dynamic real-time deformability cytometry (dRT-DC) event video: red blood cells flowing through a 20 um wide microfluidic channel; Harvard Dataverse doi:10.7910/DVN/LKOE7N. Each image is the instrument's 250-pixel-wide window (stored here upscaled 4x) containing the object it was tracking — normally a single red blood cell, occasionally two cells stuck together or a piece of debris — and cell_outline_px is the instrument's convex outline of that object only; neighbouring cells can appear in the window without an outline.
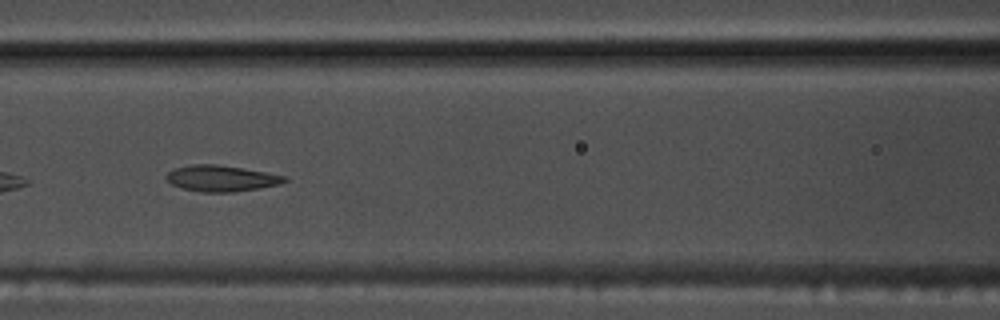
{"species": "common noctule bat (a hibernating species)", "species_latin": "Nyctalus noctula", "temperature_condition": "warm", "stored_images_in_passage": 40, "camera_frame_rate_fps": 3000, "um_per_image_px": 0.085, "animal": {"sex": "male", "body_mass_g": 17.5, "forearm_length_mm": 52.3}, "frame": {"image": 1, "passage_image": 10, "time_ms": 3.0, "image_size_px": [1000, 320], "cell_outline_px": [[288, 180], [280, 184], [260, 188], [232, 192], [200, 192], [184, 188], [172, 184], [164, 176], [168, 172], [176, 168], [192, 164], [216, 164], [288, 176]], "centroid_in_image_um": [18.83, 15.16], "position_along_channel_um": 147.8, "area_um2": 17.8}}
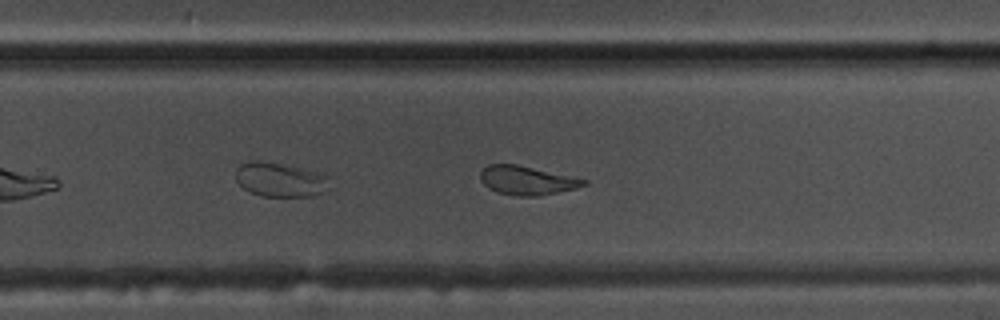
{"frame": {"image": 2, "passage_image": 21, "time_ms": 6.667, "image_size_px": [1000, 320], "cell_outline_px": [[588, 184], [576, 188], [536, 196], [516, 196], [496, 192], [488, 188], [480, 180], [480, 172], [488, 164], [516, 164], [576, 176], [588, 180]], "centroid_in_image_um": [44.81, 15.32], "position_along_channel_um": 285.0, "area_um2": 17.57}}
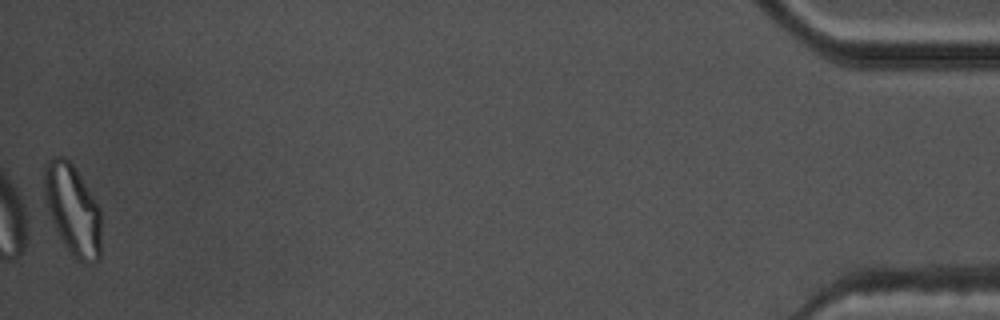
{"frame": {"image": 3, "passage_image": 40, "time_ms": 13.0, "image_size_px": [1000, 320], "cell_outline_px": [[100, 260], [96, 264], [84, 264], [76, 260], [72, 256], [56, 232], [44, 200], [44, 168], [48, 160], [52, 156], [64, 156], [72, 164], [80, 176], [100, 208]], "centroid_in_image_um": [6.17, 17.87], "position_along_channel_um": 429.0, "area_um2": 30.35}, "authors_computed_cell_mechanics": {"area_um2": 18.4382, "velocity_mm_per_s": 3.7552, "shape_relaxation_time_tau1_ms": 7.4553, "shape_relaxation_time_tau2_ms": 2.494, "deformation_change_tau1": 0.1869, "deformation_change_tau2": 0.1029}}